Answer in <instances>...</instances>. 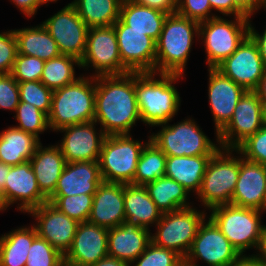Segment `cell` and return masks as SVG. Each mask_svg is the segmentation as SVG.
I'll use <instances>...</instances> for the list:
<instances>
[{"instance_id": "obj_1", "label": "cell", "mask_w": 266, "mask_h": 266, "mask_svg": "<svg viewBox=\"0 0 266 266\" xmlns=\"http://www.w3.org/2000/svg\"><path fill=\"white\" fill-rule=\"evenodd\" d=\"M141 120L135 91V72L96 76L95 123L106 136L130 134Z\"/></svg>"}, {"instance_id": "obj_2", "label": "cell", "mask_w": 266, "mask_h": 266, "mask_svg": "<svg viewBox=\"0 0 266 266\" xmlns=\"http://www.w3.org/2000/svg\"><path fill=\"white\" fill-rule=\"evenodd\" d=\"M156 75L159 79L155 78ZM181 77L183 75L157 74L156 72L135 73L136 98L143 123L157 126L172 121L181 103L179 92L174 84Z\"/></svg>"}, {"instance_id": "obj_3", "label": "cell", "mask_w": 266, "mask_h": 266, "mask_svg": "<svg viewBox=\"0 0 266 266\" xmlns=\"http://www.w3.org/2000/svg\"><path fill=\"white\" fill-rule=\"evenodd\" d=\"M95 89L96 77L92 74L54 90L48 115L50 130L58 132L66 126L94 121Z\"/></svg>"}, {"instance_id": "obj_4", "label": "cell", "mask_w": 266, "mask_h": 266, "mask_svg": "<svg viewBox=\"0 0 266 266\" xmlns=\"http://www.w3.org/2000/svg\"><path fill=\"white\" fill-rule=\"evenodd\" d=\"M199 24L177 13L167 16L156 41V73L184 75L193 38L199 36Z\"/></svg>"}, {"instance_id": "obj_5", "label": "cell", "mask_w": 266, "mask_h": 266, "mask_svg": "<svg viewBox=\"0 0 266 266\" xmlns=\"http://www.w3.org/2000/svg\"><path fill=\"white\" fill-rule=\"evenodd\" d=\"M234 149L220 148L210 159L197 193L205 209L231 204L239 175V156Z\"/></svg>"}, {"instance_id": "obj_6", "label": "cell", "mask_w": 266, "mask_h": 266, "mask_svg": "<svg viewBox=\"0 0 266 266\" xmlns=\"http://www.w3.org/2000/svg\"><path fill=\"white\" fill-rule=\"evenodd\" d=\"M210 211L209 218L241 255L250 248L257 249L264 226L260 217L263 211L232 204L219 205Z\"/></svg>"}, {"instance_id": "obj_7", "label": "cell", "mask_w": 266, "mask_h": 266, "mask_svg": "<svg viewBox=\"0 0 266 266\" xmlns=\"http://www.w3.org/2000/svg\"><path fill=\"white\" fill-rule=\"evenodd\" d=\"M144 146L130 134L106 136L98 160L102 181L132 184Z\"/></svg>"}, {"instance_id": "obj_8", "label": "cell", "mask_w": 266, "mask_h": 266, "mask_svg": "<svg viewBox=\"0 0 266 266\" xmlns=\"http://www.w3.org/2000/svg\"><path fill=\"white\" fill-rule=\"evenodd\" d=\"M234 19L217 16L199 24L198 38L204 42L209 68H216L231 56L249 34L250 17Z\"/></svg>"}, {"instance_id": "obj_9", "label": "cell", "mask_w": 266, "mask_h": 266, "mask_svg": "<svg viewBox=\"0 0 266 266\" xmlns=\"http://www.w3.org/2000/svg\"><path fill=\"white\" fill-rule=\"evenodd\" d=\"M157 126L162 129L156 134L152 133L150 140L166 156L214 155L221 148L220 144L213 143L191 118L176 125L166 123Z\"/></svg>"}, {"instance_id": "obj_10", "label": "cell", "mask_w": 266, "mask_h": 266, "mask_svg": "<svg viewBox=\"0 0 266 266\" xmlns=\"http://www.w3.org/2000/svg\"><path fill=\"white\" fill-rule=\"evenodd\" d=\"M204 219L205 211L201 212L192 206L163 213L155 225L157 231L151 233V242L158 247L175 251L185 258Z\"/></svg>"}, {"instance_id": "obj_11", "label": "cell", "mask_w": 266, "mask_h": 266, "mask_svg": "<svg viewBox=\"0 0 266 266\" xmlns=\"http://www.w3.org/2000/svg\"><path fill=\"white\" fill-rule=\"evenodd\" d=\"M265 108L255 91H246L229 123L218 133L221 148L237 149L265 124Z\"/></svg>"}, {"instance_id": "obj_12", "label": "cell", "mask_w": 266, "mask_h": 266, "mask_svg": "<svg viewBox=\"0 0 266 266\" xmlns=\"http://www.w3.org/2000/svg\"><path fill=\"white\" fill-rule=\"evenodd\" d=\"M95 69L94 77L101 75H121L129 71L120 58L119 46L114 26L89 28L87 46L81 67Z\"/></svg>"}, {"instance_id": "obj_13", "label": "cell", "mask_w": 266, "mask_h": 266, "mask_svg": "<svg viewBox=\"0 0 266 266\" xmlns=\"http://www.w3.org/2000/svg\"><path fill=\"white\" fill-rule=\"evenodd\" d=\"M207 219L200 224L185 259L195 265L200 259L209 266H230L241 254L216 224L209 217Z\"/></svg>"}, {"instance_id": "obj_14", "label": "cell", "mask_w": 266, "mask_h": 266, "mask_svg": "<svg viewBox=\"0 0 266 266\" xmlns=\"http://www.w3.org/2000/svg\"><path fill=\"white\" fill-rule=\"evenodd\" d=\"M42 24L56 41L61 54L73 56L81 61L86 51L89 27L71 3Z\"/></svg>"}, {"instance_id": "obj_15", "label": "cell", "mask_w": 266, "mask_h": 266, "mask_svg": "<svg viewBox=\"0 0 266 266\" xmlns=\"http://www.w3.org/2000/svg\"><path fill=\"white\" fill-rule=\"evenodd\" d=\"M122 64L129 72H155L156 40L130 30L120 19L114 24Z\"/></svg>"}, {"instance_id": "obj_16", "label": "cell", "mask_w": 266, "mask_h": 266, "mask_svg": "<svg viewBox=\"0 0 266 266\" xmlns=\"http://www.w3.org/2000/svg\"><path fill=\"white\" fill-rule=\"evenodd\" d=\"M216 69L246 91H254L266 72L258 46L249 34L239 44L236 51Z\"/></svg>"}, {"instance_id": "obj_17", "label": "cell", "mask_w": 266, "mask_h": 266, "mask_svg": "<svg viewBox=\"0 0 266 266\" xmlns=\"http://www.w3.org/2000/svg\"><path fill=\"white\" fill-rule=\"evenodd\" d=\"M28 213L36 218L37 223L34 227L37 235L45 239L64 256L72 246L79 223L48 201Z\"/></svg>"}, {"instance_id": "obj_18", "label": "cell", "mask_w": 266, "mask_h": 266, "mask_svg": "<svg viewBox=\"0 0 266 266\" xmlns=\"http://www.w3.org/2000/svg\"><path fill=\"white\" fill-rule=\"evenodd\" d=\"M95 121L66 126L58 131L63 133L61 143L57 144L66 163L80 161H98L106 135L100 129L95 130ZM97 134V135H96Z\"/></svg>"}, {"instance_id": "obj_19", "label": "cell", "mask_w": 266, "mask_h": 266, "mask_svg": "<svg viewBox=\"0 0 266 266\" xmlns=\"http://www.w3.org/2000/svg\"><path fill=\"white\" fill-rule=\"evenodd\" d=\"M108 255V229L96 224H78L71 248L64 255V266H91Z\"/></svg>"}, {"instance_id": "obj_20", "label": "cell", "mask_w": 266, "mask_h": 266, "mask_svg": "<svg viewBox=\"0 0 266 266\" xmlns=\"http://www.w3.org/2000/svg\"><path fill=\"white\" fill-rule=\"evenodd\" d=\"M239 156V175L231 204L266 211V165Z\"/></svg>"}, {"instance_id": "obj_21", "label": "cell", "mask_w": 266, "mask_h": 266, "mask_svg": "<svg viewBox=\"0 0 266 266\" xmlns=\"http://www.w3.org/2000/svg\"><path fill=\"white\" fill-rule=\"evenodd\" d=\"M208 72V98L214 119L216 141L219 143L218 133L231 120L234 109L246 90L230 78L224 76L216 68H208Z\"/></svg>"}, {"instance_id": "obj_22", "label": "cell", "mask_w": 266, "mask_h": 266, "mask_svg": "<svg viewBox=\"0 0 266 266\" xmlns=\"http://www.w3.org/2000/svg\"><path fill=\"white\" fill-rule=\"evenodd\" d=\"M6 180L2 189L8 204L19 201L17 209L23 213H28L48 201L38 187L30 161L10 166Z\"/></svg>"}, {"instance_id": "obj_23", "label": "cell", "mask_w": 266, "mask_h": 266, "mask_svg": "<svg viewBox=\"0 0 266 266\" xmlns=\"http://www.w3.org/2000/svg\"><path fill=\"white\" fill-rule=\"evenodd\" d=\"M125 220L124 184L102 181L93 196L88 222L111 229Z\"/></svg>"}, {"instance_id": "obj_24", "label": "cell", "mask_w": 266, "mask_h": 266, "mask_svg": "<svg viewBox=\"0 0 266 266\" xmlns=\"http://www.w3.org/2000/svg\"><path fill=\"white\" fill-rule=\"evenodd\" d=\"M150 231L126 220L108 229V255L130 265L151 243Z\"/></svg>"}, {"instance_id": "obj_25", "label": "cell", "mask_w": 266, "mask_h": 266, "mask_svg": "<svg viewBox=\"0 0 266 266\" xmlns=\"http://www.w3.org/2000/svg\"><path fill=\"white\" fill-rule=\"evenodd\" d=\"M101 182L98 161L66 163L52 196L95 194Z\"/></svg>"}, {"instance_id": "obj_26", "label": "cell", "mask_w": 266, "mask_h": 266, "mask_svg": "<svg viewBox=\"0 0 266 266\" xmlns=\"http://www.w3.org/2000/svg\"><path fill=\"white\" fill-rule=\"evenodd\" d=\"M29 161L41 193L49 199L54 194L58 179L66 165L65 157L58 145L43 148L40 142Z\"/></svg>"}, {"instance_id": "obj_27", "label": "cell", "mask_w": 266, "mask_h": 266, "mask_svg": "<svg viewBox=\"0 0 266 266\" xmlns=\"http://www.w3.org/2000/svg\"><path fill=\"white\" fill-rule=\"evenodd\" d=\"M212 156H167L165 176L177 181L189 193L197 194Z\"/></svg>"}, {"instance_id": "obj_28", "label": "cell", "mask_w": 266, "mask_h": 266, "mask_svg": "<svg viewBox=\"0 0 266 266\" xmlns=\"http://www.w3.org/2000/svg\"><path fill=\"white\" fill-rule=\"evenodd\" d=\"M124 207L126 221L148 230L162 216V212L142 185L124 184Z\"/></svg>"}, {"instance_id": "obj_29", "label": "cell", "mask_w": 266, "mask_h": 266, "mask_svg": "<svg viewBox=\"0 0 266 266\" xmlns=\"http://www.w3.org/2000/svg\"><path fill=\"white\" fill-rule=\"evenodd\" d=\"M168 15L160 10L138 5L132 0H123L119 19L130 26V30L144 32L157 41Z\"/></svg>"}, {"instance_id": "obj_30", "label": "cell", "mask_w": 266, "mask_h": 266, "mask_svg": "<svg viewBox=\"0 0 266 266\" xmlns=\"http://www.w3.org/2000/svg\"><path fill=\"white\" fill-rule=\"evenodd\" d=\"M40 140L34 135L14 126L0 133V162L10 166L29 161Z\"/></svg>"}, {"instance_id": "obj_31", "label": "cell", "mask_w": 266, "mask_h": 266, "mask_svg": "<svg viewBox=\"0 0 266 266\" xmlns=\"http://www.w3.org/2000/svg\"><path fill=\"white\" fill-rule=\"evenodd\" d=\"M14 35L17 41L18 54L37 57L44 61L61 55L56 41L43 24L15 29Z\"/></svg>"}, {"instance_id": "obj_32", "label": "cell", "mask_w": 266, "mask_h": 266, "mask_svg": "<svg viewBox=\"0 0 266 266\" xmlns=\"http://www.w3.org/2000/svg\"><path fill=\"white\" fill-rule=\"evenodd\" d=\"M32 227H20L0 236V266H25L30 247L37 237Z\"/></svg>"}, {"instance_id": "obj_33", "label": "cell", "mask_w": 266, "mask_h": 266, "mask_svg": "<svg viewBox=\"0 0 266 266\" xmlns=\"http://www.w3.org/2000/svg\"><path fill=\"white\" fill-rule=\"evenodd\" d=\"M144 187L162 214L191 207L187 201L189 191L172 178L163 176Z\"/></svg>"}, {"instance_id": "obj_34", "label": "cell", "mask_w": 266, "mask_h": 266, "mask_svg": "<svg viewBox=\"0 0 266 266\" xmlns=\"http://www.w3.org/2000/svg\"><path fill=\"white\" fill-rule=\"evenodd\" d=\"M123 0H74L71 4L89 28L112 26L120 15Z\"/></svg>"}, {"instance_id": "obj_35", "label": "cell", "mask_w": 266, "mask_h": 266, "mask_svg": "<svg viewBox=\"0 0 266 266\" xmlns=\"http://www.w3.org/2000/svg\"><path fill=\"white\" fill-rule=\"evenodd\" d=\"M148 138L137 163L133 185L144 186L165 176L167 156L150 140V136Z\"/></svg>"}, {"instance_id": "obj_36", "label": "cell", "mask_w": 266, "mask_h": 266, "mask_svg": "<svg viewBox=\"0 0 266 266\" xmlns=\"http://www.w3.org/2000/svg\"><path fill=\"white\" fill-rule=\"evenodd\" d=\"M74 64L81 67L79 59L63 54L45 61L40 81L52 91L73 83L79 78L75 76Z\"/></svg>"}, {"instance_id": "obj_37", "label": "cell", "mask_w": 266, "mask_h": 266, "mask_svg": "<svg viewBox=\"0 0 266 266\" xmlns=\"http://www.w3.org/2000/svg\"><path fill=\"white\" fill-rule=\"evenodd\" d=\"M94 194L51 196V202L62 213L78 223L87 222L91 213Z\"/></svg>"}, {"instance_id": "obj_38", "label": "cell", "mask_w": 266, "mask_h": 266, "mask_svg": "<svg viewBox=\"0 0 266 266\" xmlns=\"http://www.w3.org/2000/svg\"><path fill=\"white\" fill-rule=\"evenodd\" d=\"M15 114L14 118L19 125L14 127L34 135L39 140V134L49 129L48 116L30 103L19 102Z\"/></svg>"}, {"instance_id": "obj_39", "label": "cell", "mask_w": 266, "mask_h": 266, "mask_svg": "<svg viewBox=\"0 0 266 266\" xmlns=\"http://www.w3.org/2000/svg\"><path fill=\"white\" fill-rule=\"evenodd\" d=\"M20 102L30 103L47 116L51 111L53 91L41 81H27L18 83Z\"/></svg>"}, {"instance_id": "obj_40", "label": "cell", "mask_w": 266, "mask_h": 266, "mask_svg": "<svg viewBox=\"0 0 266 266\" xmlns=\"http://www.w3.org/2000/svg\"><path fill=\"white\" fill-rule=\"evenodd\" d=\"M27 256L25 266H64V256L39 236L33 240Z\"/></svg>"}, {"instance_id": "obj_41", "label": "cell", "mask_w": 266, "mask_h": 266, "mask_svg": "<svg viewBox=\"0 0 266 266\" xmlns=\"http://www.w3.org/2000/svg\"><path fill=\"white\" fill-rule=\"evenodd\" d=\"M182 257L175 251L158 247L152 242L147 246L146 250L132 264L135 266H176Z\"/></svg>"}, {"instance_id": "obj_42", "label": "cell", "mask_w": 266, "mask_h": 266, "mask_svg": "<svg viewBox=\"0 0 266 266\" xmlns=\"http://www.w3.org/2000/svg\"><path fill=\"white\" fill-rule=\"evenodd\" d=\"M44 64L40 58L17 54L11 74L18 83L40 81Z\"/></svg>"}, {"instance_id": "obj_43", "label": "cell", "mask_w": 266, "mask_h": 266, "mask_svg": "<svg viewBox=\"0 0 266 266\" xmlns=\"http://www.w3.org/2000/svg\"><path fill=\"white\" fill-rule=\"evenodd\" d=\"M237 150L245 159L266 165V123L245 140Z\"/></svg>"}, {"instance_id": "obj_44", "label": "cell", "mask_w": 266, "mask_h": 266, "mask_svg": "<svg viewBox=\"0 0 266 266\" xmlns=\"http://www.w3.org/2000/svg\"><path fill=\"white\" fill-rule=\"evenodd\" d=\"M209 0H178L177 14L199 23L215 18ZM212 15H211V14Z\"/></svg>"}, {"instance_id": "obj_45", "label": "cell", "mask_w": 266, "mask_h": 266, "mask_svg": "<svg viewBox=\"0 0 266 266\" xmlns=\"http://www.w3.org/2000/svg\"><path fill=\"white\" fill-rule=\"evenodd\" d=\"M18 54L14 30L0 33V74L12 72Z\"/></svg>"}, {"instance_id": "obj_46", "label": "cell", "mask_w": 266, "mask_h": 266, "mask_svg": "<svg viewBox=\"0 0 266 266\" xmlns=\"http://www.w3.org/2000/svg\"><path fill=\"white\" fill-rule=\"evenodd\" d=\"M19 102L18 82L11 73L0 74V109L15 112Z\"/></svg>"}, {"instance_id": "obj_47", "label": "cell", "mask_w": 266, "mask_h": 266, "mask_svg": "<svg viewBox=\"0 0 266 266\" xmlns=\"http://www.w3.org/2000/svg\"><path fill=\"white\" fill-rule=\"evenodd\" d=\"M212 9L218 11L222 15L234 17H249L234 0H209Z\"/></svg>"}, {"instance_id": "obj_48", "label": "cell", "mask_w": 266, "mask_h": 266, "mask_svg": "<svg viewBox=\"0 0 266 266\" xmlns=\"http://www.w3.org/2000/svg\"><path fill=\"white\" fill-rule=\"evenodd\" d=\"M138 5L160 10L167 14L177 12L178 0H132Z\"/></svg>"}, {"instance_id": "obj_49", "label": "cell", "mask_w": 266, "mask_h": 266, "mask_svg": "<svg viewBox=\"0 0 266 266\" xmlns=\"http://www.w3.org/2000/svg\"><path fill=\"white\" fill-rule=\"evenodd\" d=\"M20 11L27 17H33L36 14L38 7L43 3L41 0H10Z\"/></svg>"}, {"instance_id": "obj_50", "label": "cell", "mask_w": 266, "mask_h": 266, "mask_svg": "<svg viewBox=\"0 0 266 266\" xmlns=\"http://www.w3.org/2000/svg\"><path fill=\"white\" fill-rule=\"evenodd\" d=\"M249 35L256 42L258 49H259L260 56L266 67V28L263 34L261 35L258 32H256L255 28L251 25V21H250L249 22Z\"/></svg>"}, {"instance_id": "obj_51", "label": "cell", "mask_w": 266, "mask_h": 266, "mask_svg": "<svg viewBox=\"0 0 266 266\" xmlns=\"http://www.w3.org/2000/svg\"><path fill=\"white\" fill-rule=\"evenodd\" d=\"M230 266H266L261 260H259L254 254L241 255L235 262H233Z\"/></svg>"}, {"instance_id": "obj_52", "label": "cell", "mask_w": 266, "mask_h": 266, "mask_svg": "<svg viewBox=\"0 0 266 266\" xmlns=\"http://www.w3.org/2000/svg\"><path fill=\"white\" fill-rule=\"evenodd\" d=\"M235 3L251 18L258 7V0H234Z\"/></svg>"}, {"instance_id": "obj_53", "label": "cell", "mask_w": 266, "mask_h": 266, "mask_svg": "<svg viewBox=\"0 0 266 266\" xmlns=\"http://www.w3.org/2000/svg\"><path fill=\"white\" fill-rule=\"evenodd\" d=\"M256 250H259L255 256L266 265V225L263 226L259 244Z\"/></svg>"}, {"instance_id": "obj_54", "label": "cell", "mask_w": 266, "mask_h": 266, "mask_svg": "<svg viewBox=\"0 0 266 266\" xmlns=\"http://www.w3.org/2000/svg\"><path fill=\"white\" fill-rule=\"evenodd\" d=\"M91 266H130V265L123 260L107 255L106 257L100 259Z\"/></svg>"}, {"instance_id": "obj_55", "label": "cell", "mask_w": 266, "mask_h": 266, "mask_svg": "<svg viewBox=\"0 0 266 266\" xmlns=\"http://www.w3.org/2000/svg\"><path fill=\"white\" fill-rule=\"evenodd\" d=\"M263 104H266V72L263 77L260 79V82L257 88L254 90Z\"/></svg>"}, {"instance_id": "obj_56", "label": "cell", "mask_w": 266, "mask_h": 266, "mask_svg": "<svg viewBox=\"0 0 266 266\" xmlns=\"http://www.w3.org/2000/svg\"><path fill=\"white\" fill-rule=\"evenodd\" d=\"M10 165L0 162V188L2 189L6 183L9 174Z\"/></svg>"}, {"instance_id": "obj_57", "label": "cell", "mask_w": 266, "mask_h": 266, "mask_svg": "<svg viewBox=\"0 0 266 266\" xmlns=\"http://www.w3.org/2000/svg\"><path fill=\"white\" fill-rule=\"evenodd\" d=\"M10 205L8 204L3 189L0 188V211L6 210Z\"/></svg>"}, {"instance_id": "obj_58", "label": "cell", "mask_w": 266, "mask_h": 266, "mask_svg": "<svg viewBox=\"0 0 266 266\" xmlns=\"http://www.w3.org/2000/svg\"><path fill=\"white\" fill-rule=\"evenodd\" d=\"M176 266H199V265L192 264L188 262L185 258H182L181 261Z\"/></svg>"}, {"instance_id": "obj_59", "label": "cell", "mask_w": 266, "mask_h": 266, "mask_svg": "<svg viewBox=\"0 0 266 266\" xmlns=\"http://www.w3.org/2000/svg\"><path fill=\"white\" fill-rule=\"evenodd\" d=\"M265 8V10H266V0H258V7H257V11H258V9H260V8Z\"/></svg>"}, {"instance_id": "obj_60", "label": "cell", "mask_w": 266, "mask_h": 266, "mask_svg": "<svg viewBox=\"0 0 266 266\" xmlns=\"http://www.w3.org/2000/svg\"><path fill=\"white\" fill-rule=\"evenodd\" d=\"M56 1L58 0H41L43 4L48 3V2H56Z\"/></svg>"}, {"instance_id": "obj_61", "label": "cell", "mask_w": 266, "mask_h": 266, "mask_svg": "<svg viewBox=\"0 0 266 266\" xmlns=\"http://www.w3.org/2000/svg\"><path fill=\"white\" fill-rule=\"evenodd\" d=\"M265 108V122H266V104H263Z\"/></svg>"}]
</instances>
